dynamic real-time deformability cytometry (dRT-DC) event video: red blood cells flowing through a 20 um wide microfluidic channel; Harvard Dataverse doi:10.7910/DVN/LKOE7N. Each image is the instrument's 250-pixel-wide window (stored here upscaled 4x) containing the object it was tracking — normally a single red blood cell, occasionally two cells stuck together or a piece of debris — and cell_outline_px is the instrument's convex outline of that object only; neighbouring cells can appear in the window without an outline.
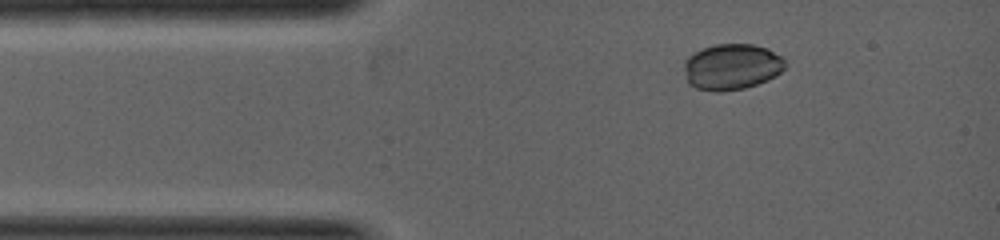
{"species": "common noctule bat (a hibernating species)", "species_latin": "Nyctalus noctula", "temperature_condition": "warm", "stored_images_in_passage": 5, "camera_frame_rate_fps": 5000, "um_per_image_px": 0.085, "animal": {"sex": "female", "body_mass_g": 19.0, "forearm_length_mm": 53.3}, "frame": {"image": 1, "passage_image": 2, "time_ms": 0.4, "image_size_px": [1000, 240], "cell_outline_px": [[784, 68], [780, 72], [768, 80], [744, 88], [720, 92], [716, 92], [696, 88], [688, 84], [684, 68], [684, 60], [688, 56], [704, 48], [716, 44], [752, 44], [768, 48], [780, 56], [784, 60]], "centroid_in_image_um": [62.17, 5.68], "position_along_channel_um": 22.8, "area_um2": 26.99}}
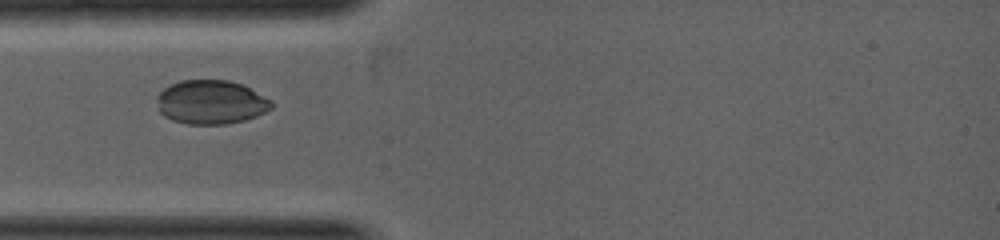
{"frame": {"image": 2, "passage_image": 4, "time_ms": 1.4, "image_size_px": [1000, 240], "cell_outline_px": [[272, 108], [256, 116], [244, 120], [224, 124], [188, 124], [172, 120], [164, 116], [160, 112], [156, 100], [156, 96], [164, 88], [180, 80], [228, 80], [240, 84], [272, 100]], "centroid_in_image_um": [17.9, 8.68], "position_along_channel_um": 67.1, "area_um2": 29.19}}
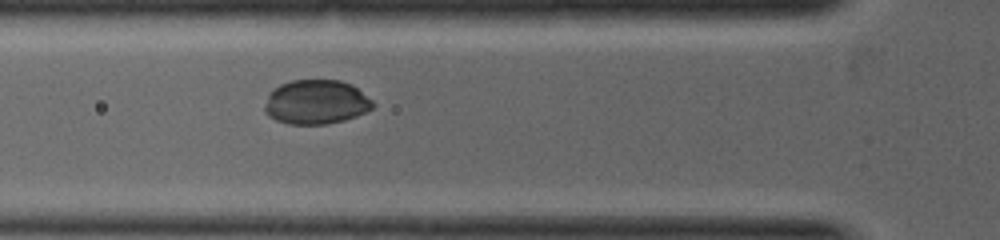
{"frame": {"image": 3, "passage_image": 5, "time_ms": 1.8, "image_size_px": [1000, 240], "cell_outline_px": [[376, 104], [372, 108], [356, 116], [344, 120], [324, 124], [288, 124], [276, 120], [268, 116], [264, 112], [264, 104], [268, 92], [272, 88], [280, 84], [292, 80], [340, 80], [352, 84], [372, 100]], "centroid_in_image_um": [26.83, 8.67], "position_along_channel_um": 99.0, "area_um2": 28.21}}